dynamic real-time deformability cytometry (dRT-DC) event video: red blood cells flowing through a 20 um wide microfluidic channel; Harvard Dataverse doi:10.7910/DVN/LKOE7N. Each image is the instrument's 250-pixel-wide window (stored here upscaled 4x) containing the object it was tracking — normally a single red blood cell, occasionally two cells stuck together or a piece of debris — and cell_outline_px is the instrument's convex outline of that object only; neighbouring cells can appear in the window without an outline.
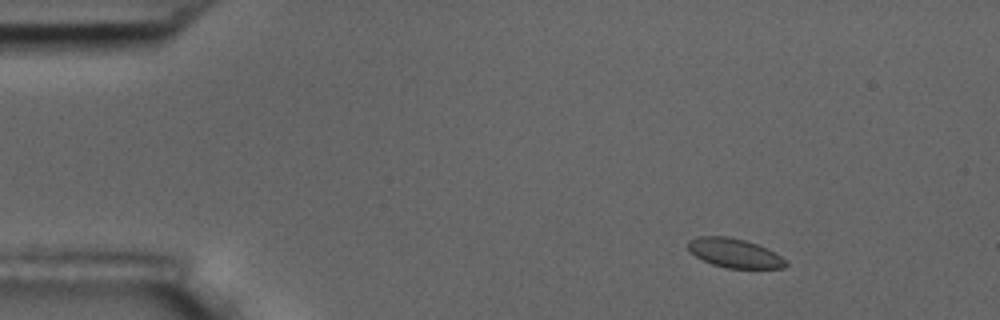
{"species": "common noctule bat (a hibernating species)", "species_latin": "Nyctalus noctula", "temperature_condition": "room temperature", "stored_images_in_passage": 7, "camera_frame_rate_fps": 3000, "um_per_image_px": 0.085, "animal": {"sex": "male", "body_mass_g": 17.5, "forearm_length_mm": 52.3}, "frame": {"image": 1, "passage_image": 2, "time_ms": 1.333, "image_size_px": [1000, 320], "cell_outline_px": [[788, 264], [784, 268], [728, 268], [712, 264], [696, 256], [688, 248], [688, 240], [700, 236], [728, 236], [744, 240], [768, 248], [776, 252], [788, 260]], "centroid_in_image_um": [62.49, 21.51], "position_along_channel_um": 22.5, "area_um2": 16.65}}